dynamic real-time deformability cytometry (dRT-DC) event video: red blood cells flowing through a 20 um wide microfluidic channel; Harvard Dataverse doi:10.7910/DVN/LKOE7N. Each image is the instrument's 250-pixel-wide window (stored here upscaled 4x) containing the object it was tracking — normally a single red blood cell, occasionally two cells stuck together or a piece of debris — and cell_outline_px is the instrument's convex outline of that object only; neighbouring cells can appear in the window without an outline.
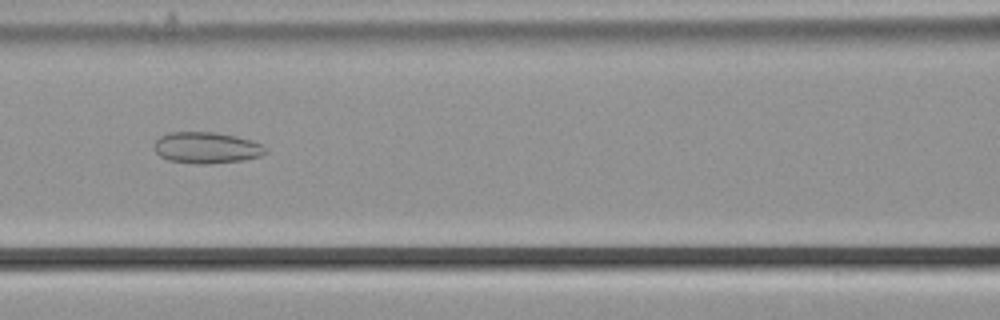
{"species": "common noctule bat (a hibernating species)", "species_latin": "Nyctalus noctula", "temperature_condition": "cold", "stored_images_in_passage": 55, "camera_frame_rate_fps": 3000, "um_per_image_px": 0.085, "animal": {"sex": "male", "body_mass_g": 21.5, "forearm_length_mm": 52.0}, "frame": {"image": 1, "passage_image": 25, "time_ms": 8.0, "image_size_px": [1000, 320], "cell_outline_px": [[268, 152], [260, 156], [244, 160], [208, 164], [196, 164], [168, 160], [160, 156], [156, 152], [152, 144], [160, 136], [168, 132], [216, 132], [236, 136], [252, 140], [268, 148]], "centroid_in_image_um": [17.55, 12.55], "position_along_channel_um": 149.0, "area_um2": 20.58}}
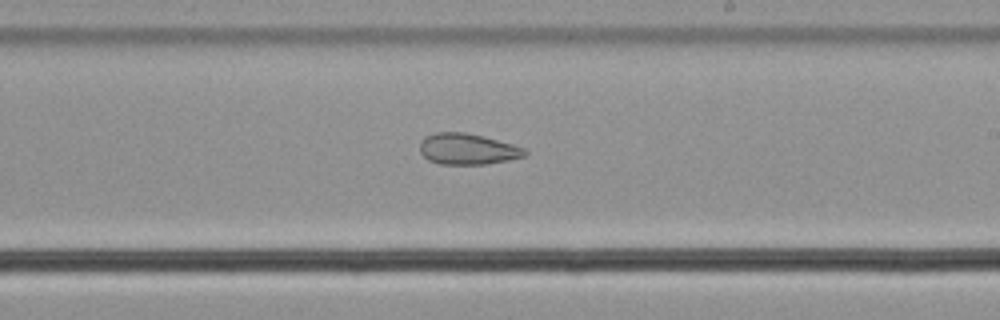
{"frame": {"image": 2, "passage_image": 33, "time_ms": 10.667, "image_size_px": [1000, 320], "cell_outline_px": [[528, 152], [524, 156], [508, 160], [484, 164], [440, 164], [428, 160], [420, 152], [420, 140], [424, 136], [436, 132], [464, 132], [484, 136], [512, 144], [524, 148]], "centroid_in_image_um": [39.71, 12.66], "position_along_channel_um": 249.3, "area_um2": 19.02}}
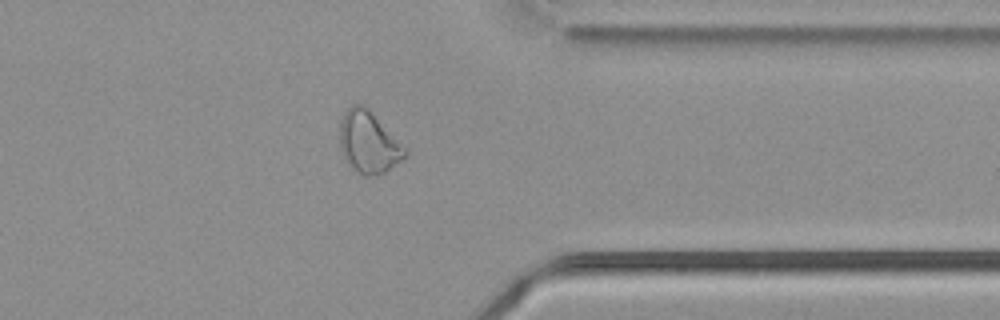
{"frame": {"image": 3, "passage_image": 44, "time_ms": 14.333, "image_size_px": [1000, 320], "cell_outline_px": [[408, 156], [384, 172], [368, 176], [364, 176], [352, 168], [344, 160], [340, 148], [340, 120], [344, 112], [352, 104], [364, 104], [368, 108], [408, 152]], "centroid_in_image_um": [31.29, 12.09], "position_along_channel_um": 380.1, "area_um2": 23.24}, "authors_computed_cell_mechanics": {"area_um2": 25.6054, "velocity_mm_per_s": 3.768, "shape_relaxation_time_tau1_ms": null, "shape_relaxation_time_tau2_ms": 3.5846, "deformation_change_tau1": null, "deformation_change_tau2": 0.1099}}